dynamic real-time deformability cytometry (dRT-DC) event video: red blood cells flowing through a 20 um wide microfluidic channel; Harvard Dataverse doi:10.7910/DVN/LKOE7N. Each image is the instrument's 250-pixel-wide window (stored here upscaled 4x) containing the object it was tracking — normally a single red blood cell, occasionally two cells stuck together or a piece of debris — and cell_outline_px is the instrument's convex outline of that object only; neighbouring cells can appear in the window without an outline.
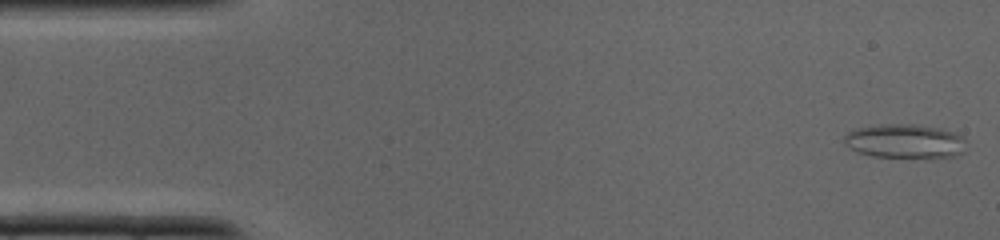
{"species": "common noctule bat (a hibernating species)", "species_latin": "Nyctalus noctula", "temperature_condition": "cold", "stored_images_in_passage": 36, "segment_of_instrument_passage": [1, 2], "camera_frame_rate_fps": 3000, "um_per_image_px": 0.085, "animal": {"sex": "male", "body_mass_g": 19.0, "forearm_length_mm": 50.8}, "frame": {"image": 1, "passage_image": 1, "time_ms": 0.0, "image_size_px": [1000, 240], "cell_outline_px": [[956, 136], [948, 152], [940, 156], [880, 156], [860, 152], [852, 148], [848, 136], [852, 132], [868, 128], [920, 128], [944, 132]], "centroid_in_image_um": [76.62, 12.06], "position_along_channel_um": 8.4, "area_um2": 18.73}}
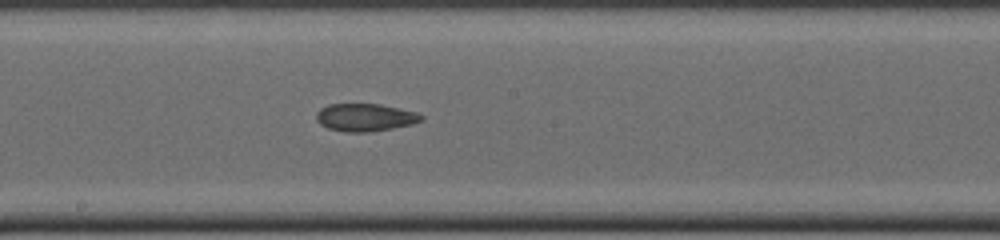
{"frame": {"image": 2, "passage_image": 19, "time_ms": 6.0, "image_size_px": [1000, 240], "cell_outline_px": [[424, 116], [420, 120], [408, 124], [388, 128], [360, 132], [356, 132], [328, 128], [316, 116], [320, 108], [332, 104], [376, 104], [396, 108], [412, 112]], "centroid_in_image_um": [31.0, 9.95], "position_along_channel_um": 217.2, "area_um2": 15.78}}
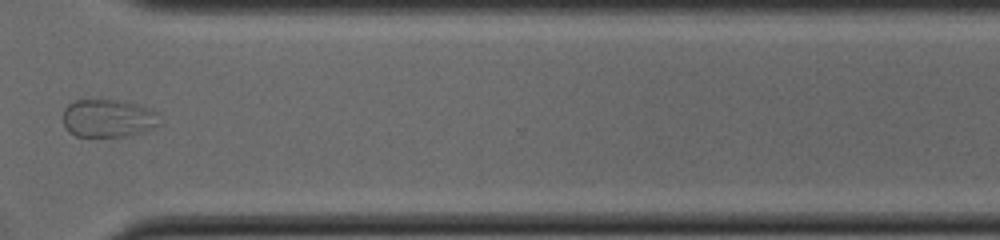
{"frame": {"image": 3, "passage_image": 27, "time_ms": 8.667, "image_size_px": [1000, 240], "cell_outline_px": [[124, 104], [116, 136], [76, 136], [64, 124], [64, 112], [68, 104], [76, 100], [108, 100]], "centroid_in_image_um": [7.94, 10.0], "position_along_channel_um": 362.7, "area_um2": 13.58}}